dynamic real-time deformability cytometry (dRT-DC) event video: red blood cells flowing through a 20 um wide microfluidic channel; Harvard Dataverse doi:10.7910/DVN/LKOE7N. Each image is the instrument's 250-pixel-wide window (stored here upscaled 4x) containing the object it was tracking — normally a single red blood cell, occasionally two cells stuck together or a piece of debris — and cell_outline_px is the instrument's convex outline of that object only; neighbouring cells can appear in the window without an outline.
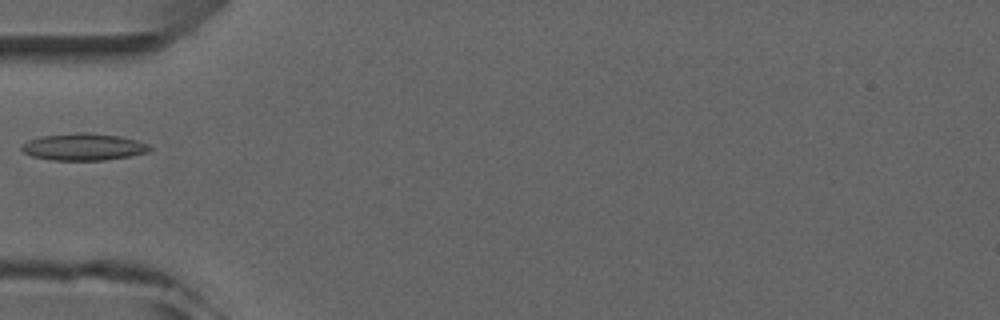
{"species": "common noctule bat (a hibernating species)", "species_latin": "Nyctalus noctula", "temperature_condition": "room temperature", "stored_images_in_passage": 2, "camera_frame_rate_fps": 3000, "um_per_image_px": 0.085, "animal": {"sex": "male", "forearm_length_mm": 52.5}, "frame": {"image": 1, "passage_image": 2, "time_ms": 1.0, "image_size_px": [1000, 320], "cell_outline_px": [[152, 148], [148, 152], [128, 156], [104, 160], [52, 160], [32, 156], [24, 152], [20, 148], [28, 140], [40, 136], [76, 132], [84, 132], [120, 136], [136, 140], [148, 144]], "centroid_in_image_um": [7.09, 12.48], "position_along_channel_um": 77.9, "area_um2": 20.06}}